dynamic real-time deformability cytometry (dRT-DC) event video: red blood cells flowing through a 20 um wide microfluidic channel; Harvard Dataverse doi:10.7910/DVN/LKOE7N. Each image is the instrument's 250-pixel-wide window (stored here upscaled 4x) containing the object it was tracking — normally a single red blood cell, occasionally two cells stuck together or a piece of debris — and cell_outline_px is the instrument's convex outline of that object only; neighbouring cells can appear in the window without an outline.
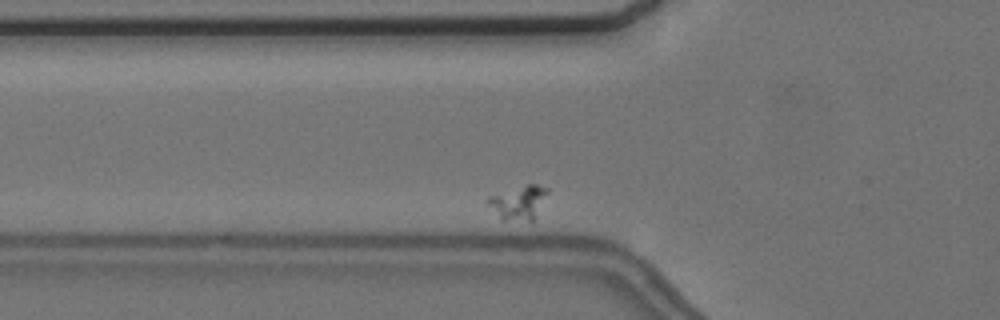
{"species": "common noctule bat (a hibernating species)", "species_latin": "Nyctalus noctula", "temperature_condition": "cold", "stored_images_in_passage": 5, "camera_frame_rate_fps": 3000, "um_per_image_px": 0.085, "animal": {"sex": "female", "body_mass_g": 24.6, "forearm_length_mm": 56.2}, "frame": {"image": 1, "passage_image": 2, "time_ms": 1.0, "image_size_px": [1000, 320], "cell_outline_px": [[548, 192], [532, 220], [500, 220], [484, 200], [488, 196], [528, 184], [536, 184], [548, 188]], "centroid_in_image_um": [44.01, 17.2], "position_along_channel_um": 81.8, "area_um2": 11.56}}
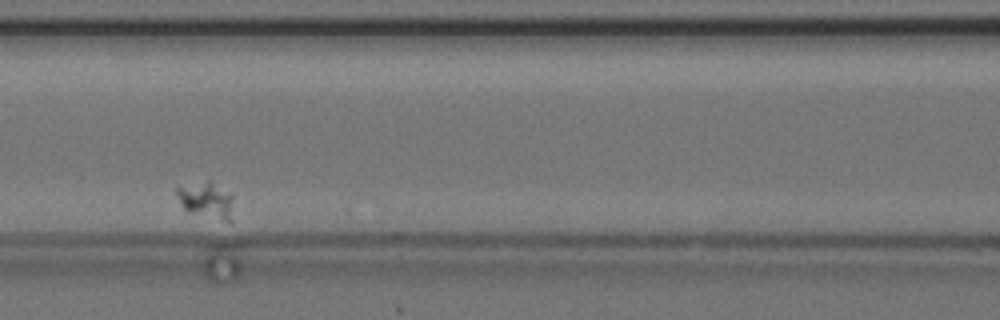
{"frame": {"image": 2, "passage_image": 4, "time_ms": 3.333, "image_size_px": [1000, 320], "cell_outline_px": [[232, 224], [224, 224], [188, 212], [180, 204], [176, 192], [176, 188], [204, 184], [212, 184], [232, 196]], "centroid_in_image_um": [17.59, 17.2], "position_along_channel_um": 149.0, "area_um2": 11.68}}